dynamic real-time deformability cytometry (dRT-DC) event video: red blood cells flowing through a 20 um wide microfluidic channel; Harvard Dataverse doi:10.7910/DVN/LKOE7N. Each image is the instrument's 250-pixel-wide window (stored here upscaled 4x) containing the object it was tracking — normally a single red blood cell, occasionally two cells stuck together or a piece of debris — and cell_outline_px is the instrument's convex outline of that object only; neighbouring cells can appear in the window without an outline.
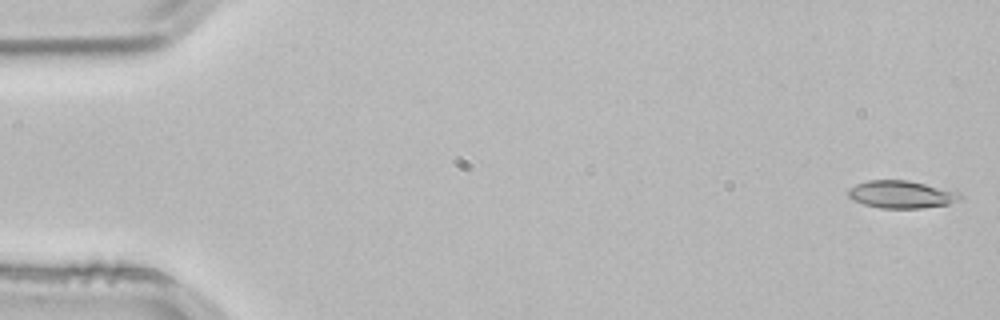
{"species": "common noctule bat (a hibernating species)", "species_latin": "Nyctalus noctula", "temperature_condition": "room temperature", "stored_images_in_passage": 54, "camera_frame_rate_fps": 3000, "um_per_image_px": 0.085, "animal": {"sex": "male", "body_mass_g": 21.5, "forearm_length_mm": 52.0}, "frame": {"image": 1, "passage_image": 1, "time_ms": 0.0, "image_size_px": [1000, 320], "cell_outline_px": [[964, 196], [960, 200], [948, 204], [920, 208], [880, 208], [864, 204], [848, 196], [848, 188], [856, 184], [868, 180], [908, 180], [960, 192]], "centroid_in_image_um": [76.64, 16.52], "position_along_channel_um": 8.4, "area_um2": 17.92}}
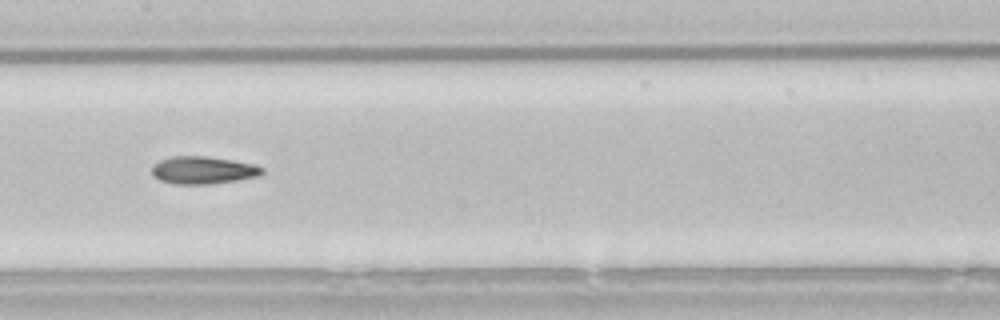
{"frame": {"image": 2, "passage_image": 26, "time_ms": 8.333, "image_size_px": [1000, 320], "cell_outline_px": [[264, 172], [260, 176], [236, 180], [208, 184], [176, 184], [160, 180], [152, 176], [152, 164], [160, 160], [172, 156], [204, 156], [232, 160], [256, 164], [264, 168]], "centroid_in_image_um": [17.26, 14.46], "position_along_channel_um": 190.1, "area_um2": 17.8}}
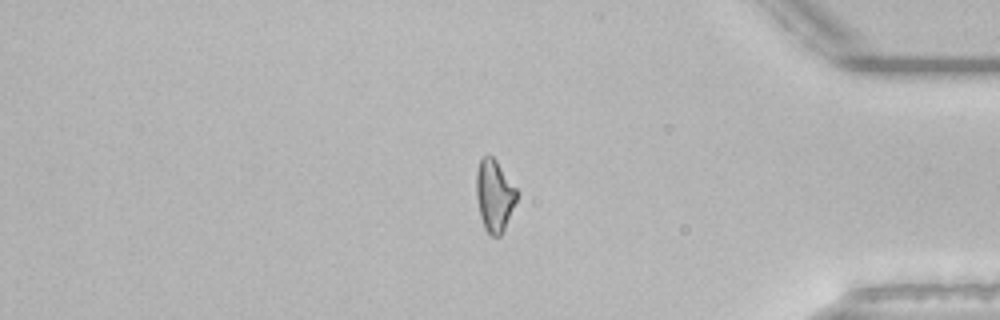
{"frame": {"image": 3, "passage_image": 44, "time_ms": 14.333, "image_size_px": [1000, 320], "cell_outline_px": [[516, 200], [504, 228], [500, 236], [492, 236], [484, 228], [480, 216], [476, 196], [476, 172], [480, 156], [492, 156], [496, 160], [516, 188]], "centroid_in_image_um": [41.98, 16.59], "position_along_channel_um": 393.2, "area_um2": 16.7}, "authors_computed_cell_mechanics": {"area_um2": 17.34, "velocity_mm_per_s": 3.8552, "shape_relaxation_time_tau1_ms": null, "shape_relaxation_time_tau2_ms": 8.3534, "deformation_change_tau1": null, "deformation_change_tau2": 0.1819}}